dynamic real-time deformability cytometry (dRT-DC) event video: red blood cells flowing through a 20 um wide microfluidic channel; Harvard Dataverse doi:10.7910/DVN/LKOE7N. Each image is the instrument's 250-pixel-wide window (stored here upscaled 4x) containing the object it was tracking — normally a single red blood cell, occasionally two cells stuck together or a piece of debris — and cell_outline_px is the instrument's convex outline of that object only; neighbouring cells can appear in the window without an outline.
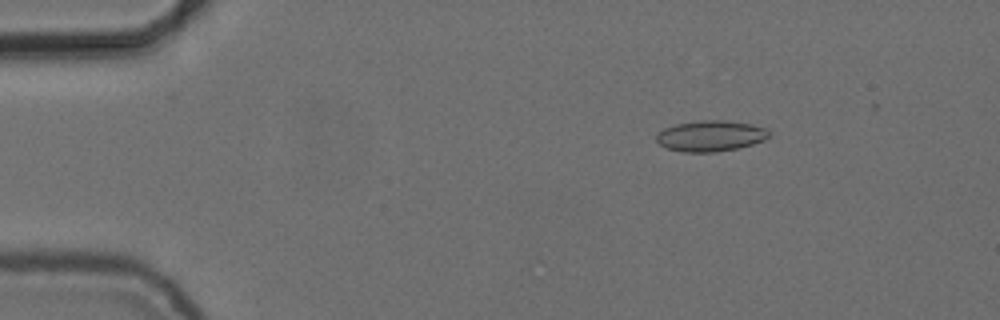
{"species": "common noctule bat (a hibernating species)", "species_latin": "Nyctalus noctula", "temperature_condition": "cold", "stored_images_in_passage": 55, "camera_frame_rate_fps": 3000, "um_per_image_px": 0.085, "animal": {"sex": "female", "body_mass_g": 24.6, "forearm_length_mm": 56.2}, "frame": {"image": 1, "passage_image": 9, "time_ms": 2.667, "image_size_px": [1000, 320], "cell_outline_px": [[772, 132], [764, 140], [740, 148], [712, 152], [684, 152], [668, 148], [660, 144], [656, 140], [656, 136], [664, 128], [676, 124], [700, 120], [724, 120], [752, 124], [768, 128]], "centroid_in_image_um": [60.45, 11.54], "position_along_channel_um": 24.6, "area_um2": 20.29}}
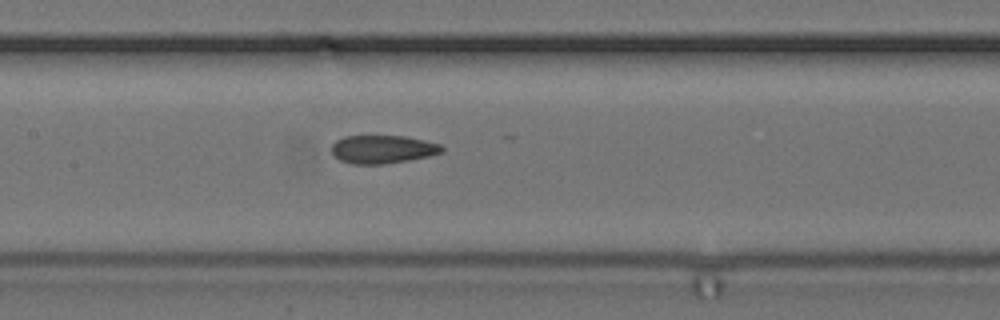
{"frame": {"image": 2, "passage_image": 27, "time_ms": 8.667, "image_size_px": [1000, 320], "cell_outline_px": [[444, 152], [428, 156], [408, 160], [384, 164], [352, 164], [340, 160], [332, 152], [332, 144], [336, 140], [344, 136], [404, 136], [440, 144], [444, 148]], "centroid_in_image_um": [32.52, 12.69], "position_along_channel_um": 174.9, "area_um2": 18.03}}
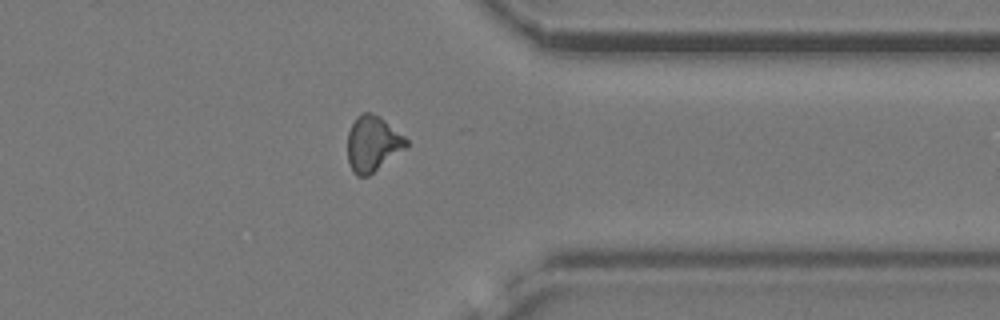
{"frame": {"image": 3, "passage_image": 44, "time_ms": 14.333, "image_size_px": [1000, 320], "cell_outline_px": [[408, 148], [368, 176], [356, 176], [352, 172], [348, 160], [348, 132], [356, 116], [360, 112], [372, 112], [380, 116], [404, 136], [408, 140]], "centroid_in_image_um": [31.69, 12.21], "position_along_channel_um": 379.7, "area_um2": 19.31}, "authors_computed_cell_mechanics": {"area_um2": 18.7272, "velocity_mm_per_s": 3.744, "shape_relaxation_time_tau1_ms": null, "shape_relaxation_time_tau2_ms": 2.7193, "deformation_change_tau1": null, "deformation_change_tau2": 0.0804}}